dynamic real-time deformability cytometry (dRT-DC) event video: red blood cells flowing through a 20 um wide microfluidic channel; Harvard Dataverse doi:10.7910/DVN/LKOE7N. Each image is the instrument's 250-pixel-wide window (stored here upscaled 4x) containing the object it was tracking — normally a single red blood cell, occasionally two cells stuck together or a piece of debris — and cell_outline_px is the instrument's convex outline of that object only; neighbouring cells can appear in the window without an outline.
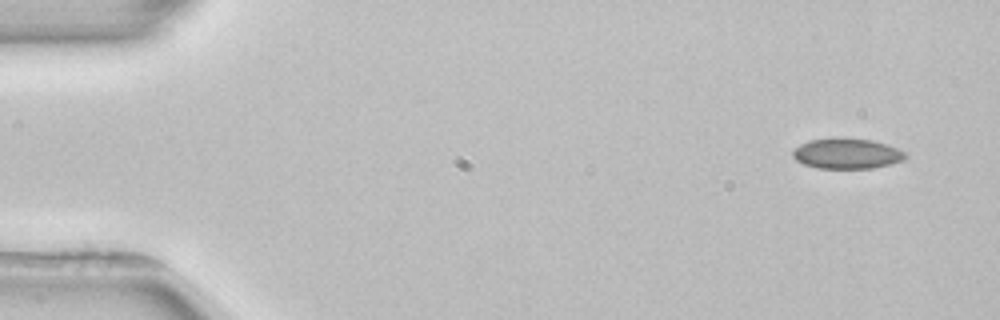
{"species": "common noctule bat (a hibernating species)", "species_latin": "Nyctalus noctula", "temperature_condition": "room temperature", "stored_images_in_passage": 3, "camera_frame_rate_fps": 3000, "um_per_image_px": 0.085, "animal": {"sex": "female", "body_mass_g": 22.7, "forearm_length_mm": 54.2}, "frame": {"image": 1, "passage_image": 1, "time_ms": 0.0, "image_size_px": [1000, 320], "cell_outline_px": [[908, 156], [900, 160], [888, 164], [872, 168], [816, 168], [804, 164], [796, 160], [792, 156], [792, 152], [800, 144], [808, 140], [872, 140], [888, 144], [908, 152]], "centroid_in_image_um": [72.01, 13.08], "position_along_channel_um": 13.0, "area_um2": 19.36}}